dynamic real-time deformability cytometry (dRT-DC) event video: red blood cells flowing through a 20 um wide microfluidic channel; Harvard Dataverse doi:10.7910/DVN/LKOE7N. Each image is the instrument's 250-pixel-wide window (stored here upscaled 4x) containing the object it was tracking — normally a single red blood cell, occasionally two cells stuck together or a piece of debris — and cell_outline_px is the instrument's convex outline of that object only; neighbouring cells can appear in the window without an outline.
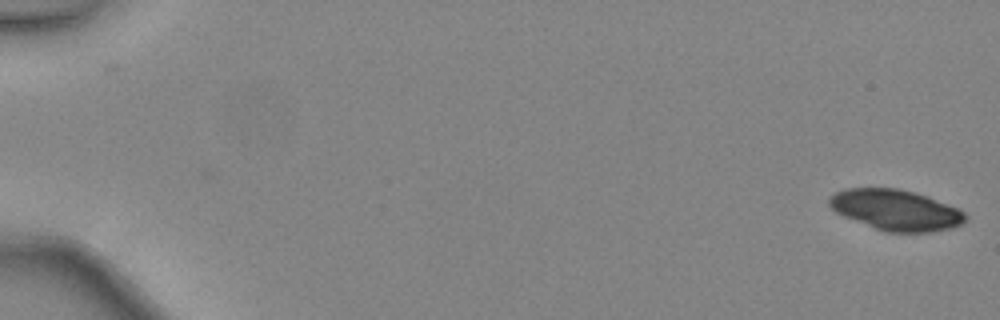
{"species": "common noctule bat (a hibernating species)", "species_latin": "Nyctalus noctula", "temperature_condition": "warm", "stored_images_in_passage": 47, "camera_frame_rate_fps": 3000, "um_per_image_px": 0.085, "animal": {"sex": "female", "body_mass_g": 24.6, "forearm_length_mm": 56.2}, "frame": {"image": 1, "passage_image": 1, "time_ms": 0.0, "image_size_px": [1000, 320], "cell_outline_px": [[968, 216], [960, 224], [952, 228], [932, 232], [884, 232], [844, 216], [836, 212], [828, 204], [828, 200], [836, 192], [844, 188], [896, 188], [928, 196], [956, 208], [964, 212]], "centroid_in_image_um": [76.13, 17.85], "position_along_channel_um": 8.9, "area_um2": 32.08}}
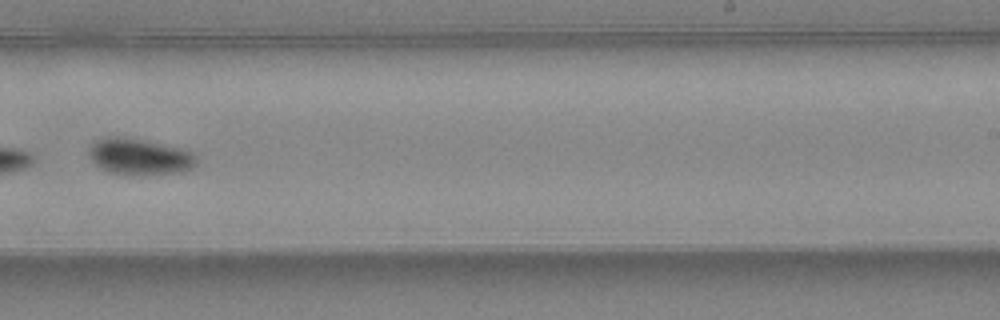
{"frame": {"image": 2, "passage_image": 32, "time_ms": 10.333, "image_size_px": [1000, 320], "cell_outline_px": [[196, 164], [192, 168], [184, 172], [140, 176], [108, 172], [100, 168], [88, 156], [88, 148], [96, 140], [104, 136], [124, 136], [184, 148], [192, 152], [196, 156]], "centroid_in_image_um": [11.86, 13.32], "position_along_channel_um": 277.1, "area_um2": 23.41}, "authors_computed_cell_mechanics": {"area_um2": 24.1026, "velocity_mm_per_s": 4.4668, "shape_relaxation_time_tau1_ms": 2.5171, "shape_relaxation_time_tau2_ms": null, "deformation_change_tau1": 0.1062, "deformation_change_tau2": null}}